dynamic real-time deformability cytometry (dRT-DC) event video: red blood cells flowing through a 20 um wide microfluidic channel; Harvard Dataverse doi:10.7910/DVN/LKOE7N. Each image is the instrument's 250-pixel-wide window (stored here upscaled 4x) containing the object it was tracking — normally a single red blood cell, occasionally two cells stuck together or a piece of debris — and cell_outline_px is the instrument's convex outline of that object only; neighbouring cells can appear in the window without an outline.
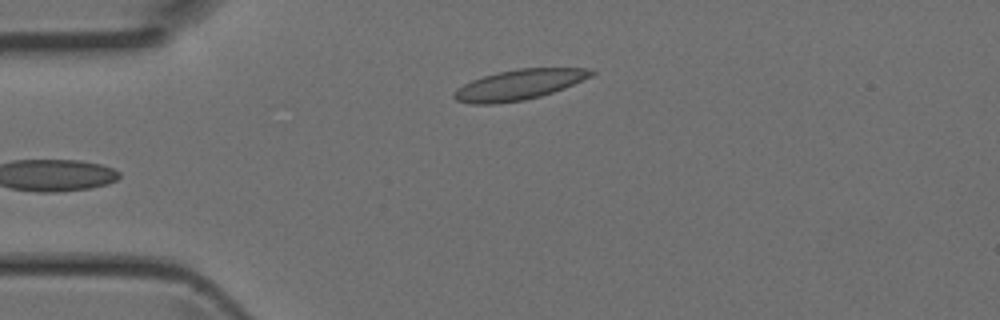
{"species": "Egyptian fruit bat (a non-hibernating species)", "species_latin": "Rousettus aegyptiacus", "temperature_condition": "room temperature", "stored_images_in_passage": 5, "camera_frame_rate_fps": 3000, "um_per_image_px": 0.085, "animal": {"sex": "female"}, "frame": {"image": 1, "passage_image": 5, "time_ms": 1.333, "image_size_px": [1000, 320], "cell_outline_px": [[596, 72], [592, 76], [564, 88], [540, 96], [524, 100], [496, 104], [472, 104], [456, 100], [452, 96], [452, 92], [456, 88], [472, 80], [484, 76], [516, 68], [588, 68]], "centroid_in_image_um": [44.09, 7.2], "position_along_channel_um": 40.9, "area_um2": 24.16}}